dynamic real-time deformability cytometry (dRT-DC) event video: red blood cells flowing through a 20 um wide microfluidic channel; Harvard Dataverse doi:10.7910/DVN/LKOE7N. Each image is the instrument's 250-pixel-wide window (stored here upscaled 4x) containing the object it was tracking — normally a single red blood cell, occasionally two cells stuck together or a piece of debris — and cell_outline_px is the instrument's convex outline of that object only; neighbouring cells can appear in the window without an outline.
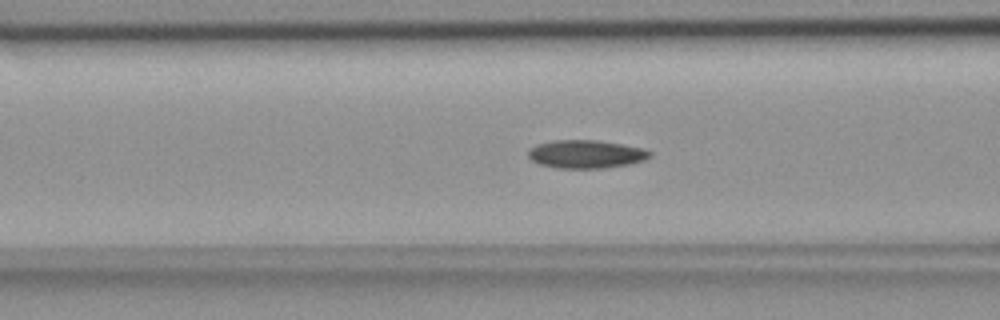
{"species": "common noctule bat (a hibernating species)", "species_latin": "Nyctalus noctula", "temperature_condition": "room temperature", "stored_images_in_passage": 55, "camera_frame_rate_fps": 3000, "um_per_image_px": 0.085, "animal": {"sex": "female", "body_mass_g": 18.4}, "frame": {"image": 1, "passage_image": 21, "time_ms": 6.667, "image_size_px": [1000, 320], "cell_outline_px": [[652, 156], [644, 160], [628, 164], [604, 168], [556, 168], [540, 164], [532, 160], [528, 156], [528, 152], [536, 144], [556, 140], [596, 140], [644, 148], [652, 152]], "centroid_in_image_um": [49.83, 13.1], "position_along_channel_um": 116.8, "area_um2": 19.88}}
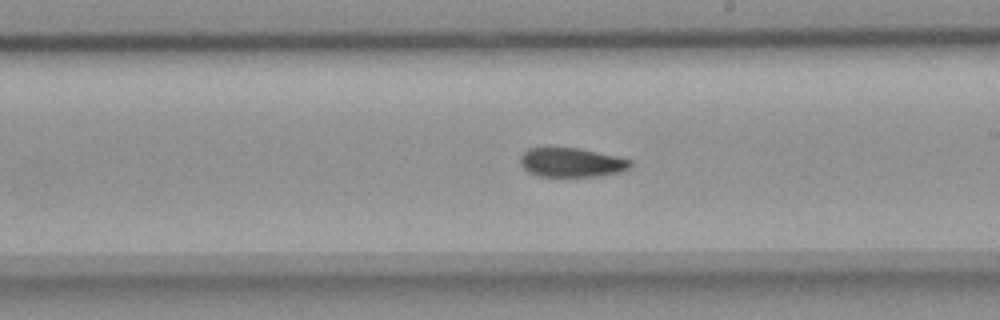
{"frame": {"image": 2, "passage_image": 31, "time_ms": 10.0, "image_size_px": [1000, 320], "cell_outline_px": [[632, 168], [624, 172], [596, 176], [540, 176], [528, 172], [520, 164], [520, 156], [528, 148], [580, 148], [616, 156], [632, 160]], "centroid_in_image_um": [48.62, 13.81], "position_along_channel_um": 240.4, "area_um2": 18.84}}
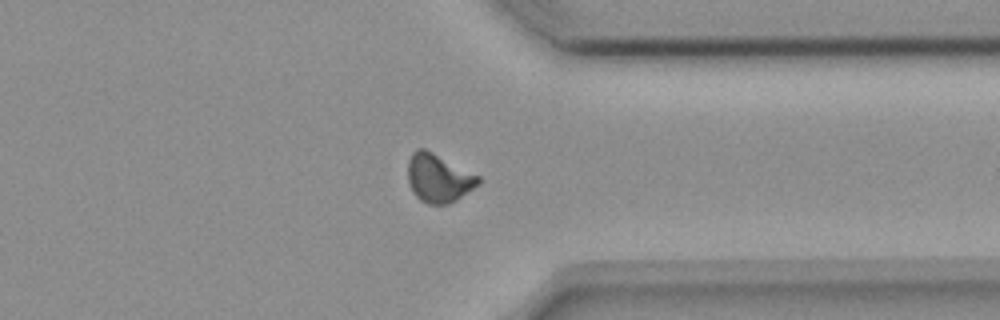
{"frame": {"image": 3, "passage_image": 42, "time_ms": 13.667, "image_size_px": [1000, 320], "cell_outline_px": [[480, 184], [456, 200], [448, 204], [428, 204], [420, 200], [416, 196], [408, 180], [408, 160], [412, 152], [416, 148], [424, 148], [480, 176]], "centroid_in_image_um": [37.28, 15.13], "position_along_channel_um": 374.1, "area_um2": 19.77}, "authors_computed_cell_mechanics": {"area_um2": 19.4208, "velocity_mm_per_s": 3.7252, "shape_relaxation_time_tau1_ms": 6.4557, "shape_relaxation_time_tau2_ms": 5.7134, "deformation_change_tau1": 0.1593, "deformation_change_tau2": 0.1016}}